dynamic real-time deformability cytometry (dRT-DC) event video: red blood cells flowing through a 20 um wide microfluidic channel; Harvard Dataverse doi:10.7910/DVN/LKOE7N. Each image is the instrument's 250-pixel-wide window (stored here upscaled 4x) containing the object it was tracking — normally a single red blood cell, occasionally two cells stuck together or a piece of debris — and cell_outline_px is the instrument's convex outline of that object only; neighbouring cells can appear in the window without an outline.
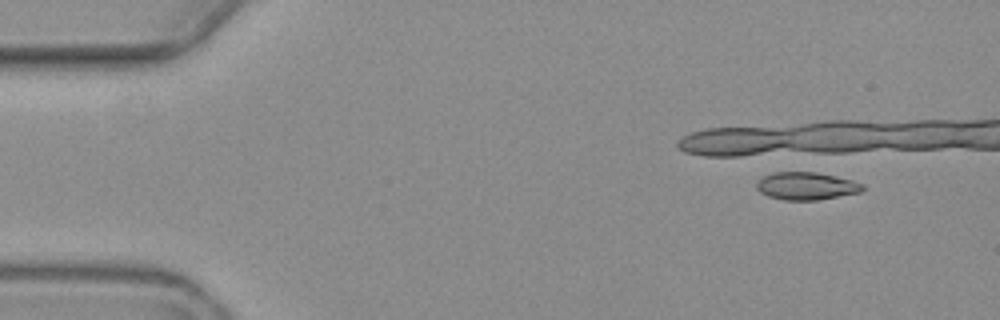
{"species": "common noctule bat (a hibernating species)", "species_latin": "Nyctalus noctula", "temperature_condition": "warm", "stored_images_in_passage": 2, "camera_frame_rate_fps": 3000, "um_per_image_px": 0.085, "animal": {"sex": "female", "body_mass_g": 19.3, "forearm_length_mm": 54.1}, "frame": {"image": 1, "passage_image": 2, "time_ms": 1.667, "image_size_px": [1000, 320], "cell_outline_px": [[864, 188], [860, 192], [816, 200], [784, 200], [768, 196], [760, 192], [756, 188], [756, 184], [764, 176], [776, 172], [816, 172], [836, 176], [852, 180], [864, 184]], "centroid_in_image_um": [68.54, 15.81], "position_along_channel_um": 16.5, "area_um2": 16.94}}